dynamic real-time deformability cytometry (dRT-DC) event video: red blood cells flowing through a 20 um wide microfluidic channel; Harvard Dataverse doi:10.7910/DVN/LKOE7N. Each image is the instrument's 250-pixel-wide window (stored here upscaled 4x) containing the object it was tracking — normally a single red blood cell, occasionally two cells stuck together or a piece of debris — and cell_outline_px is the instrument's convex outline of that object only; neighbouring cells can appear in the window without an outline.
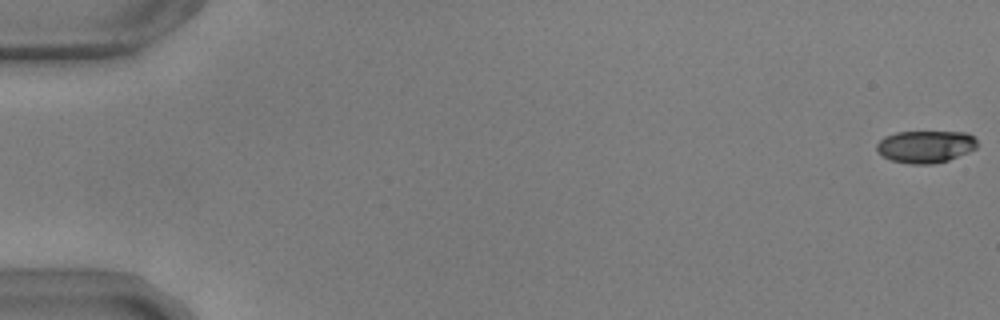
{"species": "common noctule bat (a hibernating species)", "species_latin": "Nyctalus noctula", "temperature_condition": "warm", "stored_images_in_passage": 5, "camera_frame_rate_fps": 3000, "um_per_image_px": 0.085, "animal": {"sex": "male", "body_mass_g": 17.9, "forearm_length_mm": 54.2}, "frame": {"image": 1, "passage_image": 1, "time_ms": 0.0, "image_size_px": [1000, 320], "cell_outline_px": [[976, 148], [968, 152], [948, 160], [932, 164], [908, 164], [892, 160], [884, 156], [876, 148], [876, 144], [884, 136], [896, 132], [968, 132], [976, 140]], "centroid_in_image_um": [78.66, 12.45], "position_along_channel_um": 6.3, "area_um2": 18.79}}